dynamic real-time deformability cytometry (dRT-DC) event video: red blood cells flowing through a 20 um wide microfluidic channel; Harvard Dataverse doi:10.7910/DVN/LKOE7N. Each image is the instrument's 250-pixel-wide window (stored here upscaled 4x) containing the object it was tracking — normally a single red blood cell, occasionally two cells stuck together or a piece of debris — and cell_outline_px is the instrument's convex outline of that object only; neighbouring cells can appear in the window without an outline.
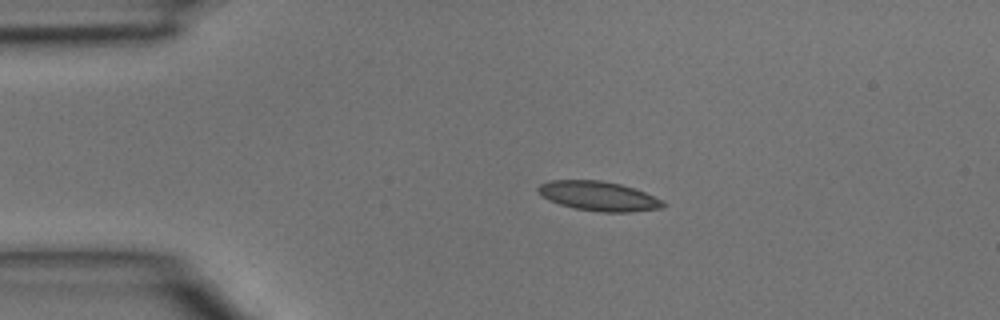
{"species": "common noctule bat (a hibernating species)", "species_latin": "Nyctalus noctula", "temperature_condition": "room temperature", "stored_images_in_passage": 3, "camera_frame_rate_fps": 3000, "um_per_image_px": 0.085, "animal": {"sex": "male", "body_mass_g": 15.6}, "frame": {"image": 1, "passage_image": 2, "time_ms": 0.333, "image_size_px": [1000, 320], "cell_outline_px": [[664, 208], [632, 212], [600, 212], [576, 208], [560, 204], [548, 200], [536, 188], [540, 184], [548, 180], [600, 180], [620, 184], [644, 192], [664, 200]], "centroid_in_image_um": [50.9, 16.67], "position_along_channel_um": 34.1, "area_um2": 21.39}}